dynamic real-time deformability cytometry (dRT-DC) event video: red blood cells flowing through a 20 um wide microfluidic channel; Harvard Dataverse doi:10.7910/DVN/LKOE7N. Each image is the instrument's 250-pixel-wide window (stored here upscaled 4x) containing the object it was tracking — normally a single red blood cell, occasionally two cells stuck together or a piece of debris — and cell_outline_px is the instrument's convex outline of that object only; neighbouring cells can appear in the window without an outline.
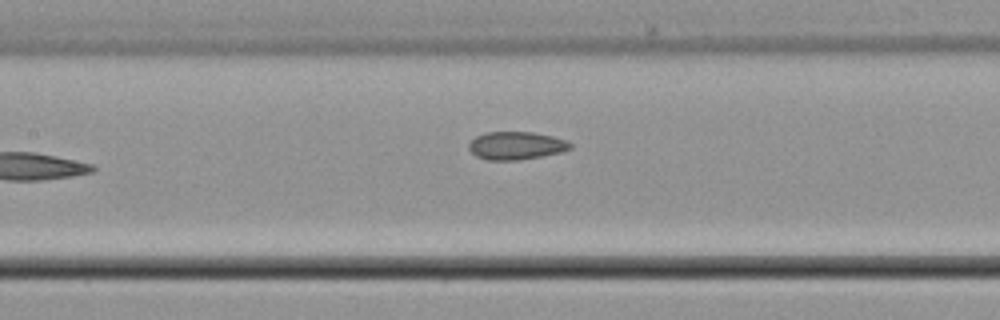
{"species": "common noctule bat (a hibernating species)", "species_latin": "Nyctalus noctula", "temperature_condition": "cold", "stored_images_in_passage": 8, "camera_frame_rate_fps": 3000, "um_per_image_px": 0.085, "animal": {"sex": "male", "body_mass_g": 21.5, "forearm_length_mm": 52.0}, "frame": {"image": 1, "passage_image": 8, "time_ms": 8.667, "image_size_px": [1000, 320], "cell_outline_px": [[572, 148], [560, 152], [540, 156], [516, 160], [488, 160], [476, 156], [468, 148], [468, 144], [476, 136], [484, 132], [532, 132], [552, 136], [564, 140], [572, 144]], "centroid_in_image_um": [43.84, 12.37], "position_along_channel_um": 163.6, "area_um2": 16.36}}